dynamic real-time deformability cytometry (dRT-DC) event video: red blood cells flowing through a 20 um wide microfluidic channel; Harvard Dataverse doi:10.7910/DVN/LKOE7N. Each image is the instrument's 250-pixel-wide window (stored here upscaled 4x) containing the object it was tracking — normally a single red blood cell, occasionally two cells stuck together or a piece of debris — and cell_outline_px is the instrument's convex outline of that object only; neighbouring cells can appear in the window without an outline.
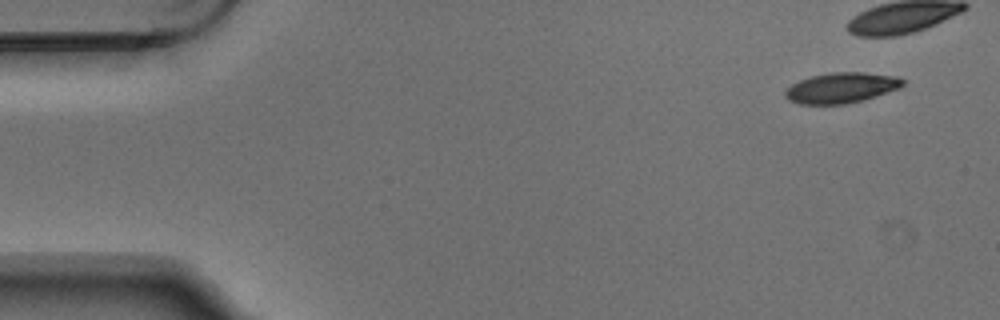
{"species": "Egyptian fruit bat (a non-hibernating species)", "species_latin": "Rousettus aegyptiacus", "temperature_condition": "warm", "stored_images_in_passage": 5, "camera_frame_rate_fps": 3000, "um_per_image_px": 0.085, "animal": {"sex": "male"}, "frame": {"image": 1, "passage_image": 1, "time_ms": 0.0, "image_size_px": [1000, 320], "cell_outline_px": [[904, 84], [900, 88], [864, 100], [844, 104], [800, 104], [788, 100], [784, 96], [784, 92], [792, 84], [800, 80], [812, 76], [832, 72], [864, 72], [896, 76], [904, 80]], "centroid_in_image_um": [71.52, 7.46], "position_along_channel_um": 13.5, "area_um2": 20.87}}